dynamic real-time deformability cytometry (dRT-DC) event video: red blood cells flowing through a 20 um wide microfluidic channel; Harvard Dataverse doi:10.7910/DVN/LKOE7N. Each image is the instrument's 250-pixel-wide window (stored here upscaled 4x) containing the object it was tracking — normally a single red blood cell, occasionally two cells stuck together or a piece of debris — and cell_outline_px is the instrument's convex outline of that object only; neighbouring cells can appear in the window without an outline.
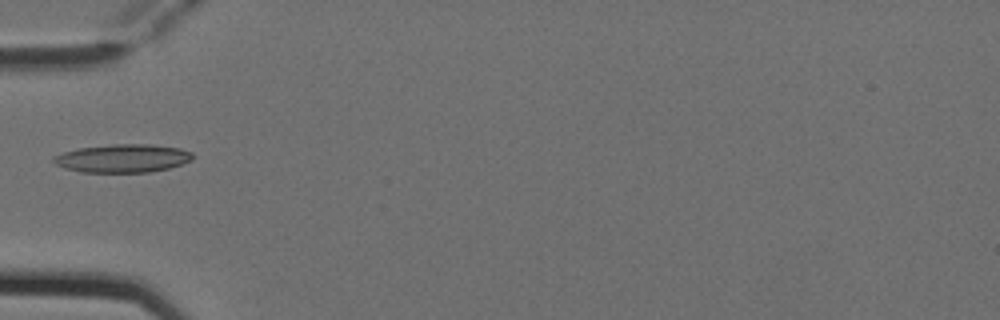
{"species": "Egyptian fruit bat (a non-hibernating species)", "species_latin": "Rousettus aegyptiacus", "temperature_condition": "cold", "stored_images_in_passage": 6, "camera_frame_rate_fps": 3000, "um_per_image_px": 0.085, "animal": {"sex": "female"}, "frame": {"image": 1, "passage_image": 5, "time_ms": 1.333, "image_size_px": [1000, 320], "cell_outline_px": [[192, 160], [168, 168], [148, 172], [80, 172], [64, 168], [56, 164], [52, 160], [52, 156], [64, 152], [80, 148], [112, 144], [148, 144], [180, 148], [192, 152]], "centroid_in_image_um": [10.4, 13.45], "position_along_channel_um": 74.6, "area_um2": 22.77}}
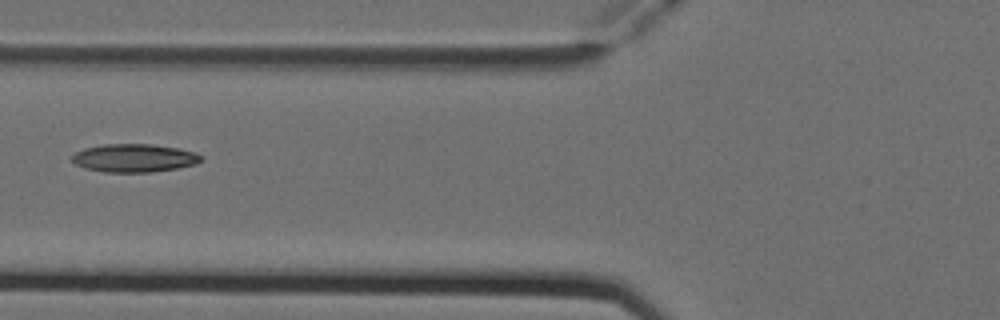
{"frame": {"image": 2, "passage_image": 6, "time_ms": 1.667, "image_size_px": [1000, 320], "cell_outline_px": [[200, 160], [196, 164], [176, 168], [152, 172], [104, 172], [84, 168], [76, 164], [72, 160], [72, 156], [76, 152], [84, 148], [104, 144], [152, 144], [180, 148], [196, 152], [200, 156]], "centroid_in_image_um": [11.4, 13.43], "position_along_channel_um": 114.4, "area_um2": 21.15}}